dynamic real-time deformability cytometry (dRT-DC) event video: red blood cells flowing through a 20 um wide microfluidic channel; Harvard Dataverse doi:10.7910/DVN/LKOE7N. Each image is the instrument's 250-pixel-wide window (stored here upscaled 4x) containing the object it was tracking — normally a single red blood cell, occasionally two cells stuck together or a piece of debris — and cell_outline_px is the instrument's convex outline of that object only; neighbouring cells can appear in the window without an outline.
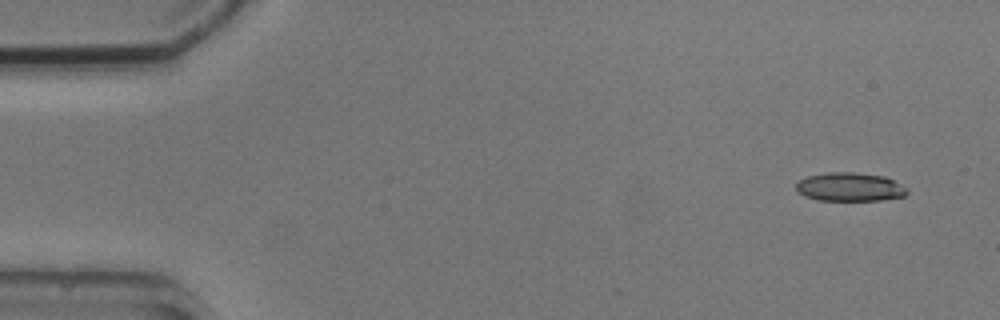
{"species": "common noctule bat (a hibernating species)", "species_latin": "Nyctalus noctula", "temperature_condition": "cold", "stored_images_in_passage": 6, "camera_frame_rate_fps": 3000, "um_per_image_px": 0.085, "animal": {"sex": "male", "body_mass_g": 20.5, "forearm_length_mm": 52.5}, "frame": {"image": 1, "passage_image": 1, "time_ms": 0.0, "image_size_px": [1000, 320], "cell_outline_px": [[908, 192], [904, 196], [880, 200], [816, 200], [804, 196], [796, 188], [796, 184], [800, 180], [808, 176], [828, 172], [852, 172], [884, 176], [908, 188]], "centroid_in_image_um": [72.24, 15.89], "position_along_channel_um": 12.8, "area_um2": 18.38}}
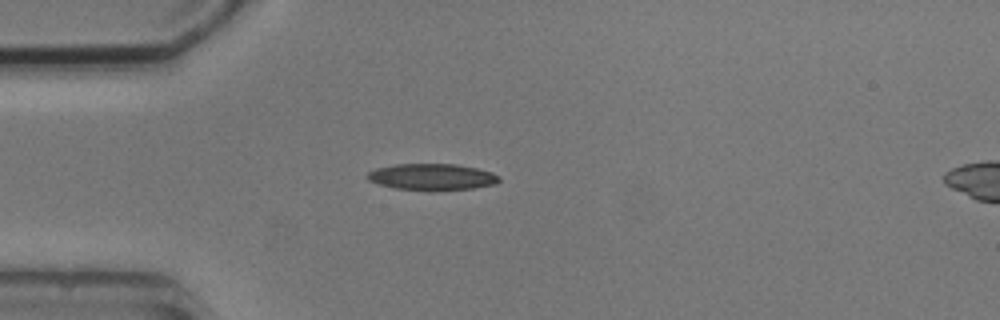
{"frame": {"image": 2, "passage_image": 4, "time_ms": 3.667, "image_size_px": [1000, 320], "cell_outline_px": [[500, 180], [496, 184], [472, 188], [396, 188], [380, 184], [368, 180], [364, 176], [368, 172], [376, 168], [396, 164], [456, 164], [476, 168], [492, 172], [500, 176]], "centroid_in_image_um": [36.72, 14.99], "position_along_channel_um": 48.3, "area_um2": 19.54}}